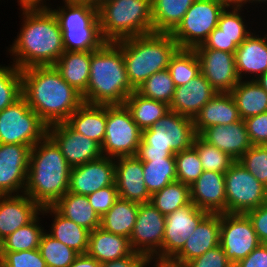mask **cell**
<instances>
[{"instance_id": "29", "label": "cell", "mask_w": 267, "mask_h": 267, "mask_svg": "<svg viewBox=\"0 0 267 267\" xmlns=\"http://www.w3.org/2000/svg\"><path fill=\"white\" fill-rule=\"evenodd\" d=\"M107 105L83 103L66 121L76 132L94 140L100 146L104 142Z\"/></svg>"}, {"instance_id": "15", "label": "cell", "mask_w": 267, "mask_h": 267, "mask_svg": "<svg viewBox=\"0 0 267 267\" xmlns=\"http://www.w3.org/2000/svg\"><path fill=\"white\" fill-rule=\"evenodd\" d=\"M208 214L191 202L166 215L161 260H171L183 248L189 235Z\"/></svg>"}, {"instance_id": "46", "label": "cell", "mask_w": 267, "mask_h": 267, "mask_svg": "<svg viewBox=\"0 0 267 267\" xmlns=\"http://www.w3.org/2000/svg\"><path fill=\"white\" fill-rule=\"evenodd\" d=\"M238 161L267 187V145H252Z\"/></svg>"}, {"instance_id": "30", "label": "cell", "mask_w": 267, "mask_h": 267, "mask_svg": "<svg viewBox=\"0 0 267 267\" xmlns=\"http://www.w3.org/2000/svg\"><path fill=\"white\" fill-rule=\"evenodd\" d=\"M93 51H65L55 63L62 78L78 92L87 90Z\"/></svg>"}, {"instance_id": "44", "label": "cell", "mask_w": 267, "mask_h": 267, "mask_svg": "<svg viewBox=\"0 0 267 267\" xmlns=\"http://www.w3.org/2000/svg\"><path fill=\"white\" fill-rule=\"evenodd\" d=\"M22 96L21 70L0 65V112Z\"/></svg>"}, {"instance_id": "42", "label": "cell", "mask_w": 267, "mask_h": 267, "mask_svg": "<svg viewBox=\"0 0 267 267\" xmlns=\"http://www.w3.org/2000/svg\"><path fill=\"white\" fill-rule=\"evenodd\" d=\"M175 88L169 70L165 69L151 75L135 91L145 98L170 105Z\"/></svg>"}, {"instance_id": "35", "label": "cell", "mask_w": 267, "mask_h": 267, "mask_svg": "<svg viewBox=\"0 0 267 267\" xmlns=\"http://www.w3.org/2000/svg\"><path fill=\"white\" fill-rule=\"evenodd\" d=\"M139 203L118 198L111 209L101 217L100 227L116 235L130 238L133 231Z\"/></svg>"}, {"instance_id": "2", "label": "cell", "mask_w": 267, "mask_h": 267, "mask_svg": "<svg viewBox=\"0 0 267 267\" xmlns=\"http://www.w3.org/2000/svg\"><path fill=\"white\" fill-rule=\"evenodd\" d=\"M23 25L8 50L20 70L54 66L65 52L58 20L49 8L22 9Z\"/></svg>"}, {"instance_id": "43", "label": "cell", "mask_w": 267, "mask_h": 267, "mask_svg": "<svg viewBox=\"0 0 267 267\" xmlns=\"http://www.w3.org/2000/svg\"><path fill=\"white\" fill-rule=\"evenodd\" d=\"M198 153L204 171L225 173L236 161L226 152L204 141L196 135L192 146Z\"/></svg>"}, {"instance_id": "63", "label": "cell", "mask_w": 267, "mask_h": 267, "mask_svg": "<svg viewBox=\"0 0 267 267\" xmlns=\"http://www.w3.org/2000/svg\"><path fill=\"white\" fill-rule=\"evenodd\" d=\"M247 2H248V3H250V2H251V3H254V2H255V3H257V2H259V3H260V2H261V3H262V2H266V3H267V0H244V5L247 4Z\"/></svg>"}, {"instance_id": "38", "label": "cell", "mask_w": 267, "mask_h": 267, "mask_svg": "<svg viewBox=\"0 0 267 267\" xmlns=\"http://www.w3.org/2000/svg\"><path fill=\"white\" fill-rule=\"evenodd\" d=\"M150 202L166 216L191 203L190 186L179 181L172 182L154 193Z\"/></svg>"}, {"instance_id": "27", "label": "cell", "mask_w": 267, "mask_h": 267, "mask_svg": "<svg viewBox=\"0 0 267 267\" xmlns=\"http://www.w3.org/2000/svg\"><path fill=\"white\" fill-rule=\"evenodd\" d=\"M255 34L252 32L235 52L236 71L240 80L245 73L256 74V77H252L255 80L267 71V34L264 37Z\"/></svg>"}, {"instance_id": "26", "label": "cell", "mask_w": 267, "mask_h": 267, "mask_svg": "<svg viewBox=\"0 0 267 267\" xmlns=\"http://www.w3.org/2000/svg\"><path fill=\"white\" fill-rule=\"evenodd\" d=\"M236 102L231 93H217L193 118L197 135L205 128L233 124L240 121Z\"/></svg>"}, {"instance_id": "39", "label": "cell", "mask_w": 267, "mask_h": 267, "mask_svg": "<svg viewBox=\"0 0 267 267\" xmlns=\"http://www.w3.org/2000/svg\"><path fill=\"white\" fill-rule=\"evenodd\" d=\"M167 69L176 87L185 85L201 73L200 61L194 49H178Z\"/></svg>"}, {"instance_id": "25", "label": "cell", "mask_w": 267, "mask_h": 267, "mask_svg": "<svg viewBox=\"0 0 267 267\" xmlns=\"http://www.w3.org/2000/svg\"><path fill=\"white\" fill-rule=\"evenodd\" d=\"M216 94V90L200 73L185 85L175 88L169 110L193 119Z\"/></svg>"}, {"instance_id": "10", "label": "cell", "mask_w": 267, "mask_h": 267, "mask_svg": "<svg viewBox=\"0 0 267 267\" xmlns=\"http://www.w3.org/2000/svg\"><path fill=\"white\" fill-rule=\"evenodd\" d=\"M141 138L142 130L125 105H107L106 131L101 145L103 156H136Z\"/></svg>"}, {"instance_id": "22", "label": "cell", "mask_w": 267, "mask_h": 267, "mask_svg": "<svg viewBox=\"0 0 267 267\" xmlns=\"http://www.w3.org/2000/svg\"><path fill=\"white\" fill-rule=\"evenodd\" d=\"M41 214V207L25 193L0 195V243Z\"/></svg>"}, {"instance_id": "13", "label": "cell", "mask_w": 267, "mask_h": 267, "mask_svg": "<svg viewBox=\"0 0 267 267\" xmlns=\"http://www.w3.org/2000/svg\"><path fill=\"white\" fill-rule=\"evenodd\" d=\"M165 221V215L151 202L139 204L137 219L129 238L133 251L147 259L161 260Z\"/></svg>"}, {"instance_id": "56", "label": "cell", "mask_w": 267, "mask_h": 267, "mask_svg": "<svg viewBox=\"0 0 267 267\" xmlns=\"http://www.w3.org/2000/svg\"><path fill=\"white\" fill-rule=\"evenodd\" d=\"M101 264L87 254H80L69 267H100Z\"/></svg>"}, {"instance_id": "40", "label": "cell", "mask_w": 267, "mask_h": 267, "mask_svg": "<svg viewBox=\"0 0 267 267\" xmlns=\"http://www.w3.org/2000/svg\"><path fill=\"white\" fill-rule=\"evenodd\" d=\"M38 215L28 224L18 228L0 243V251L38 249L44 228L39 225Z\"/></svg>"}, {"instance_id": "3", "label": "cell", "mask_w": 267, "mask_h": 267, "mask_svg": "<svg viewBox=\"0 0 267 267\" xmlns=\"http://www.w3.org/2000/svg\"><path fill=\"white\" fill-rule=\"evenodd\" d=\"M72 167L47 135L30 150L24 193L41 208L53 206L69 189Z\"/></svg>"}, {"instance_id": "19", "label": "cell", "mask_w": 267, "mask_h": 267, "mask_svg": "<svg viewBox=\"0 0 267 267\" xmlns=\"http://www.w3.org/2000/svg\"><path fill=\"white\" fill-rule=\"evenodd\" d=\"M114 184L115 158L102 155L71 169L68 192L87 196Z\"/></svg>"}, {"instance_id": "9", "label": "cell", "mask_w": 267, "mask_h": 267, "mask_svg": "<svg viewBox=\"0 0 267 267\" xmlns=\"http://www.w3.org/2000/svg\"><path fill=\"white\" fill-rule=\"evenodd\" d=\"M48 135V125L21 96L0 112V143L23 144L32 148Z\"/></svg>"}, {"instance_id": "5", "label": "cell", "mask_w": 267, "mask_h": 267, "mask_svg": "<svg viewBox=\"0 0 267 267\" xmlns=\"http://www.w3.org/2000/svg\"><path fill=\"white\" fill-rule=\"evenodd\" d=\"M115 43L122 50L127 77L135 90L154 73L167 69L179 49L171 33L152 32Z\"/></svg>"}, {"instance_id": "1", "label": "cell", "mask_w": 267, "mask_h": 267, "mask_svg": "<svg viewBox=\"0 0 267 267\" xmlns=\"http://www.w3.org/2000/svg\"><path fill=\"white\" fill-rule=\"evenodd\" d=\"M22 96L48 125L66 122L84 103L82 94L69 85L55 66L21 70Z\"/></svg>"}, {"instance_id": "60", "label": "cell", "mask_w": 267, "mask_h": 267, "mask_svg": "<svg viewBox=\"0 0 267 267\" xmlns=\"http://www.w3.org/2000/svg\"><path fill=\"white\" fill-rule=\"evenodd\" d=\"M255 81L267 92V71L255 79Z\"/></svg>"}, {"instance_id": "31", "label": "cell", "mask_w": 267, "mask_h": 267, "mask_svg": "<svg viewBox=\"0 0 267 267\" xmlns=\"http://www.w3.org/2000/svg\"><path fill=\"white\" fill-rule=\"evenodd\" d=\"M41 213H53V223L49 235L72 248L79 254H86L88 250L90 231L77 225L74 221L62 216L53 206L41 208Z\"/></svg>"}, {"instance_id": "59", "label": "cell", "mask_w": 267, "mask_h": 267, "mask_svg": "<svg viewBox=\"0 0 267 267\" xmlns=\"http://www.w3.org/2000/svg\"><path fill=\"white\" fill-rule=\"evenodd\" d=\"M153 267H185L184 265H179L176 263L171 262L170 260H156L154 259Z\"/></svg>"}, {"instance_id": "45", "label": "cell", "mask_w": 267, "mask_h": 267, "mask_svg": "<svg viewBox=\"0 0 267 267\" xmlns=\"http://www.w3.org/2000/svg\"><path fill=\"white\" fill-rule=\"evenodd\" d=\"M177 181L191 186L203 173L202 163L197 151L191 147L175 154Z\"/></svg>"}, {"instance_id": "48", "label": "cell", "mask_w": 267, "mask_h": 267, "mask_svg": "<svg viewBox=\"0 0 267 267\" xmlns=\"http://www.w3.org/2000/svg\"><path fill=\"white\" fill-rule=\"evenodd\" d=\"M0 267H47L39 249L0 251Z\"/></svg>"}, {"instance_id": "49", "label": "cell", "mask_w": 267, "mask_h": 267, "mask_svg": "<svg viewBox=\"0 0 267 267\" xmlns=\"http://www.w3.org/2000/svg\"><path fill=\"white\" fill-rule=\"evenodd\" d=\"M246 38H230L227 37L222 30L216 27L203 42L202 45L197 46L194 49H215L219 51H226L235 53L237 47Z\"/></svg>"}, {"instance_id": "20", "label": "cell", "mask_w": 267, "mask_h": 267, "mask_svg": "<svg viewBox=\"0 0 267 267\" xmlns=\"http://www.w3.org/2000/svg\"><path fill=\"white\" fill-rule=\"evenodd\" d=\"M115 184L122 199L139 204L151 201L144 181L143 162L137 156L115 158Z\"/></svg>"}, {"instance_id": "17", "label": "cell", "mask_w": 267, "mask_h": 267, "mask_svg": "<svg viewBox=\"0 0 267 267\" xmlns=\"http://www.w3.org/2000/svg\"><path fill=\"white\" fill-rule=\"evenodd\" d=\"M200 71L217 93H230L239 83L235 53L215 49H194Z\"/></svg>"}, {"instance_id": "51", "label": "cell", "mask_w": 267, "mask_h": 267, "mask_svg": "<svg viewBox=\"0 0 267 267\" xmlns=\"http://www.w3.org/2000/svg\"><path fill=\"white\" fill-rule=\"evenodd\" d=\"M185 267H234L227 259L221 245L209 249L202 256L196 257L187 262Z\"/></svg>"}, {"instance_id": "16", "label": "cell", "mask_w": 267, "mask_h": 267, "mask_svg": "<svg viewBox=\"0 0 267 267\" xmlns=\"http://www.w3.org/2000/svg\"><path fill=\"white\" fill-rule=\"evenodd\" d=\"M48 136L57 144L72 168L102 156L101 146L97 142L76 132L67 122L48 126Z\"/></svg>"}, {"instance_id": "50", "label": "cell", "mask_w": 267, "mask_h": 267, "mask_svg": "<svg viewBox=\"0 0 267 267\" xmlns=\"http://www.w3.org/2000/svg\"><path fill=\"white\" fill-rule=\"evenodd\" d=\"M89 203L101 218L114 205L119 198L116 184L99 189L87 195Z\"/></svg>"}, {"instance_id": "61", "label": "cell", "mask_w": 267, "mask_h": 267, "mask_svg": "<svg viewBox=\"0 0 267 267\" xmlns=\"http://www.w3.org/2000/svg\"><path fill=\"white\" fill-rule=\"evenodd\" d=\"M114 0H94V7L98 10L102 5Z\"/></svg>"}, {"instance_id": "32", "label": "cell", "mask_w": 267, "mask_h": 267, "mask_svg": "<svg viewBox=\"0 0 267 267\" xmlns=\"http://www.w3.org/2000/svg\"><path fill=\"white\" fill-rule=\"evenodd\" d=\"M53 207L64 217L90 232L100 227L101 218L89 203L87 196L66 192Z\"/></svg>"}, {"instance_id": "6", "label": "cell", "mask_w": 267, "mask_h": 267, "mask_svg": "<svg viewBox=\"0 0 267 267\" xmlns=\"http://www.w3.org/2000/svg\"><path fill=\"white\" fill-rule=\"evenodd\" d=\"M193 119L169 110L151 128L142 131L136 156L139 159L170 158L193 146Z\"/></svg>"}, {"instance_id": "37", "label": "cell", "mask_w": 267, "mask_h": 267, "mask_svg": "<svg viewBox=\"0 0 267 267\" xmlns=\"http://www.w3.org/2000/svg\"><path fill=\"white\" fill-rule=\"evenodd\" d=\"M147 190L152 196L166 185L177 181L175 155L162 159H140Z\"/></svg>"}, {"instance_id": "62", "label": "cell", "mask_w": 267, "mask_h": 267, "mask_svg": "<svg viewBox=\"0 0 267 267\" xmlns=\"http://www.w3.org/2000/svg\"><path fill=\"white\" fill-rule=\"evenodd\" d=\"M64 2L90 3L94 6V0H63Z\"/></svg>"}, {"instance_id": "18", "label": "cell", "mask_w": 267, "mask_h": 267, "mask_svg": "<svg viewBox=\"0 0 267 267\" xmlns=\"http://www.w3.org/2000/svg\"><path fill=\"white\" fill-rule=\"evenodd\" d=\"M30 150L23 144L0 143V195L24 193Z\"/></svg>"}, {"instance_id": "21", "label": "cell", "mask_w": 267, "mask_h": 267, "mask_svg": "<svg viewBox=\"0 0 267 267\" xmlns=\"http://www.w3.org/2000/svg\"><path fill=\"white\" fill-rule=\"evenodd\" d=\"M225 173L203 171L190 186L191 202L209 214L226 213Z\"/></svg>"}, {"instance_id": "52", "label": "cell", "mask_w": 267, "mask_h": 267, "mask_svg": "<svg viewBox=\"0 0 267 267\" xmlns=\"http://www.w3.org/2000/svg\"><path fill=\"white\" fill-rule=\"evenodd\" d=\"M252 145H267V112L244 119Z\"/></svg>"}, {"instance_id": "11", "label": "cell", "mask_w": 267, "mask_h": 267, "mask_svg": "<svg viewBox=\"0 0 267 267\" xmlns=\"http://www.w3.org/2000/svg\"><path fill=\"white\" fill-rule=\"evenodd\" d=\"M225 7L217 0H195L171 33L179 49H194L217 27Z\"/></svg>"}, {"instance_id": "47", "label": "cell", "mask_w": 267, "mask_h": 267, "mask_svg": "<svg viewBox=\"0 0 267 267\" xmlns=\"http://www.w3.org/2000/svg\"><path fill=\"white\" fill-rule=\"evenodd\" d=\"M232 9V11L230 10ZM225 8L218 20L217 27L222 30L227 37L230 38H247L251 31L247 30V26L244 25L245 21H243V17L240 15L242 8L240 7H232Z\"/></svg>"}, {"instance_id": "54", "label": "cell", "mask_w": 267, "mask_h": 267, "mask_svg": "<svg viewBox=\"0 0 267 267\" xmlns=\"http://www.w3.org/2000/svg\"><path fill=\"white\" fill-rule=\"evenodd\" d=\"M152 260L153 259H147L138 252H133L126 257L101 263L100 267H146L152 263Z\"/></svg>"}, {"instance_id": "55", "label": "cell", "mask_w": 267, "mask_h": 267, "mask_svg": "<svg viewBox=\"0 0 267 267\" xmlns=\"http://www.w3.org/2000/svg\"><path fill=\"white\" fill-rule=\"evenodd\" d=\"M234 267H267V244L261 243L246 258L238 261Z\"/></svg>"}, {"instance_id": "7", "label": "cell", "mask_w": 267, "mask_h": 267, "mask_svg": "<svg viewBox=\"0 0 267 267\" xmlns=\"http://www.w3.org/2000/svg\"><path fill=\"white\" fill-rule=\"evenodd\" d=\"M98 17L106 42L153 32L151 0H114L98 9Z\"/></svg>"}, {"instance_id": "36", "label": "cell", "mask_w": 267, "mask_h": 267, "mask_svg": "<svg viewBox=\"0 0 267 267\" xmlns=\"http://www.w3.org/2000/svg\"><path fill=\"white\" fill-rule=\"evenodd\" d=\"M124 105L142 131L151 128L169 111V105L166 103L145 98L136 91L127 97Z\"/></svg>"}, {"instance_id": "58", "label": "cell", "mask_w": 267, "mask_h": 267, "mask_svg": "<svg viewBox=\"0 0 267 267\" xmlns=\"http://www.w3.org/2000/svg\"><path fill=\"white\" fill-rule=\"evenodd\" d=\"M220 2L225 8L229 7H240L243 8L244 6V0H217Z\"/></svg>"}, {"instance_id": "23", "label": "cell", "mask_w": 267, "mask_h": 267, "mask_svg": "<svg viewBox=\"0 0 267 267\" xmlns=\"http://www.w3.org/2000/svg\"><path fill=\"white\" fill-rule=\"evenodd\" d=\"M220 244V214H208L189 235L183 248L170 260L185 265Z\"/></svg>"}, {"instance_id": "57", "label": "cell", "mask_w": 267, "mask_h": 267, "mask_svg": "<svg viewBox=\"0 0 267 267\" xmlns=\"http://www.w3.org/2000/svg\"><path fill=\"white\" fill-rule=\"evenodd\" d=\"M21 9L48 8L43 0H18Z\"/></svg>"}, {"instance_id": "14", "label": "cell", "mask_w": 267, "mask_h": 267, "mask_svg": "<svg viewBox=\"0 0 267 267\" xmlns=\"http://www.w3.org/2000/svg\"><path fill=\"white\" fill-rule=\"evenodd\" d=\"M260 244L246 214H220V245L233 265L246 258Z\"/></svg>"}, {"instance_id": "24", "label": "cell", "mask_w": 267, "mask_h": 267, "mask_svg": "<svg viewBox=\"0 0 267 267\" xmlns=\"http://www.w3.org/2000/svg\"><path fill=\"white\" fill-rule=\"evenodd\" d=\"M199 136L236 161L252 146L246 124L242 119L233 124L207 127Z\"/></svg>"}, {"instance_id": "41", "label": "cell", "mask_w": 267, "mask_h": 267, "mask_svg": "<svg viewBox=\"0 0 267 267\" xmlns=\"http://www.w3.org/2000/svg\"><path fill=\"white\" fill-rule=\"evenodd\" d=\"M39 251L47 267H69L80 255L72 248L44 232L39 244Z\"/></svg>"}, {"instance_id": "8", "label": "cell", "mask_w": 267, "mask_h": 267, "mask_svg": "<svg viewBox=\"0 0 267 267\" xmlns=\"http://www.w3.org/2000/svg\"><path fill=\"white\" fill-rule=\"evenodd\" d=\"M53 9L62 31L65 51H95L106 41L102 38L98 10L90 3L64 2Z\"/></svg>"}, {"instance_id": "28", "label": "cell", "mask_w": 267, "mask_h": 267, "mask_svg": "<svg viewBox=\"0 0 267 267\" xmlns=\"http://www.w3.org/2000/svg\"><path fill=\"white\" fill-rule=\"evenodd\" d=\"M134 251L130 239L108 232L97 227L89 234L87 255L95 258L100 264L120 259Z\"/></svg>"}, {"instance_id": "53", "label": "cell", "mask_w": 267, "mask_h": 267, "mask_svg": "<svg viewBox=\"0 0 267 267\" xmlns=\"http://www.w3.org/2000/svg\"><path fill=\"white\" fill-rule=\"evenodd\" d=\"M261 243L267 244V202L246 213Z\"/></svg>"}, {"instance_id": "33", "label": "cell", "mask_w": 267, "mask_h": 267, "mask_svg": "<svg viewBox=\"0 0 267 267\" xmlns=\"http://www.w3.org/2000/svg\"><path fill=\"white\" fill-rule=\"evenodd\" d=\"M230 93L242 120L267 112V92L255 80H240Z\"/></svg>"}, {"instance_id": "4", "label": "cell", "mask_w": 267, "mask_h": 267, "mask_svg": "<svg viewBox=\"0 0 267 267\" xmlns=\"http://www.w3.org/2000/svg\"><path fill=\"white\" fill-rule=\"evenodd\" d=\"M135 89L129 83L123 53L115 42L92 52L90 77L83 101L98 105H124Z\"/></svg>"}, {"instance_id": "12", "label": "cell", "mask_w": 267, "mask_h": 267, "mask_svg": "<svg viewBox=\"0 0 267 267\" xmlns=\"http://www.w3.org/2000/svg\"><path fill=\"white\" fill-rule=\"evenodd\" d=\"M226 213L246 214L267 202V187L238 160L225 172Z\"/></svg>"}, {"instance_id": "34", "label": "cell", "mask_w": 267, "mask_h": 267, "mask_svg": "<svg viewBox=\"0 0 267 267\" xmlns=\"http://www.w3.org/2000/svg\"><path fill=\"white\" fill-rule=\"evenodd\" d=\"M195 0H151L153 32L172 33Z\"/></svg>"}]
</instances>
